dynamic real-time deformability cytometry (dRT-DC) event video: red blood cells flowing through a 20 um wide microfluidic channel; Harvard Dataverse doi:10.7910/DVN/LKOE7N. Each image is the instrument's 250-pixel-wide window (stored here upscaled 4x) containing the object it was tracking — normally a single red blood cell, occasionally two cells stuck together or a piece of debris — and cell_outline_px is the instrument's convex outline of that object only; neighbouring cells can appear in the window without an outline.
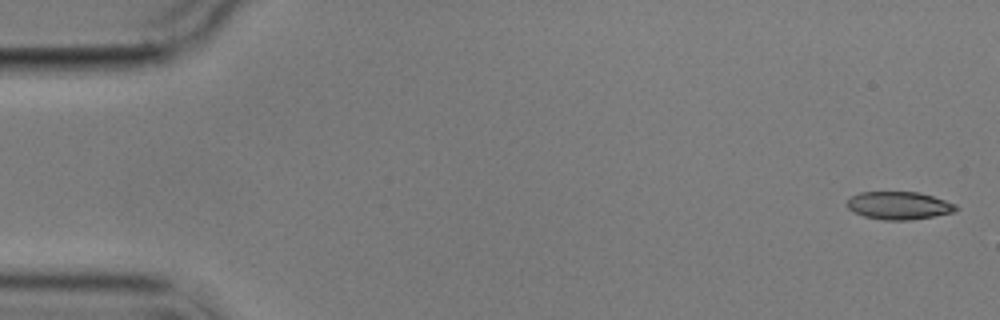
{"species": "common noctule bat (a hibernating species)", "species_latin": "Nyctalus noctula", "temperature_condition": "cold", "stored_images_in_passage": 5, "camera_frame_rate_fps": 3000, "um_per_image_px": 0.085, "animal": {"sex": "male", "body_mass_g": 17.9}, "frame": {"image": 1, "passage_image": 1, "time_ms": 0.0, "image_size_px": [1000, 320], "cell_outline_px": [[960, 208], [956, 212], [908, 220], [884, 220], [864, 216], [852, 212], [848, 208], [848, 200], [852, 196], [860, 192], [920, 192], [956, 204]], "centroid_in_image_um": [76.43, 17.47], "position_along_channel_um": 8.6, "area_um2": 17.63}}
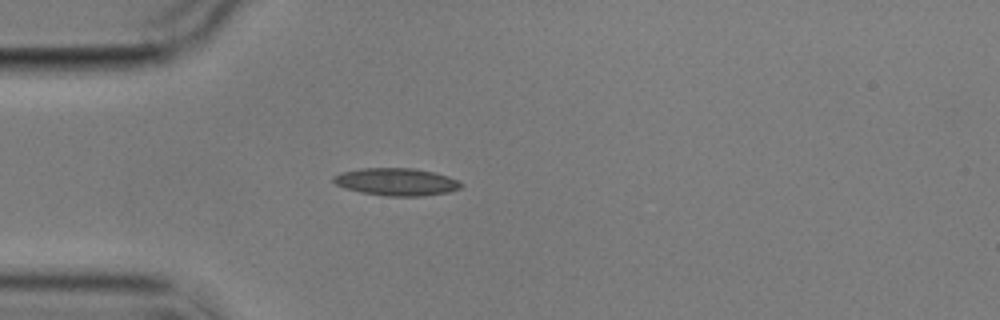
{"frame": {"image": 2, "passage_image": 5, "time_ms": 4.667, "image_size_px": [1000, 320], "cell_outline_px": [[464, 184], [460, 188], [448, 192], [424, 196], [388, 196], [360, 192], [344, 188], [336, 184], [332, 180], [332, 176], [340, 172], [360, 168], [412, 168], [432, 172], [448, 176]], "centroid_in_image_um": [33.66, 15.45], "position_along_channel_um": 51.3, "area_um2": 20.46}}